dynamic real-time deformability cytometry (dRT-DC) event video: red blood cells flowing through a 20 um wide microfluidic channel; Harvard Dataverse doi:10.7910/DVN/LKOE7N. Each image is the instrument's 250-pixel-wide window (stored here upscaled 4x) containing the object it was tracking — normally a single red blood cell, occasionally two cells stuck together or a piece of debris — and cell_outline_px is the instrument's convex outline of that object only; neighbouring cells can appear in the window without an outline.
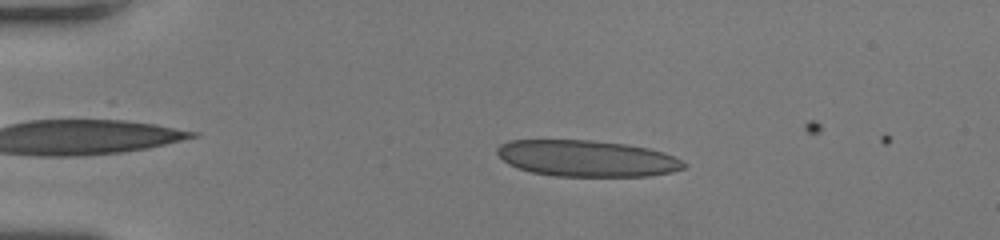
{"species": "human", "species_latin": "Homo sapiens", "temperature_condition": "room temperature", "stored_images_in_passage": 48, "camera_frame_rate_fps": 3000, "um_per_image_px": 0.085, "donor": {"sex": "female"}, "frame": {"image": 1, "passage_image": 7, "time_ms": 2.0, "image_size_px": [1000, 240], "cell_outline_px": [[684, 168], [672, 172], [648, 176], [556, 176], [532, 172], [516, 168], [508, 164], [496, 152], [496, 148], [500, 144], [508, 140], [592, 140], [624, 144], [648, 148], [664, 152], [680, 160], [684, 164]], "centroid_in_image_um": [49.83, 13.46], "position_along_channel_um": 35.2, "area_um2": 39.42}}
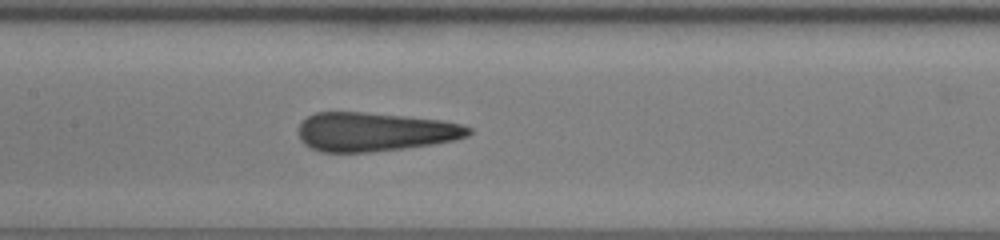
{"frame": {"image": 2, "passage_image": 22, "time_ms": 7.0, "image_size_px": [1000, 240], "cell_outline_px": [[472, 132], [468, 136], [456, 140], [432, 144], [404, 148], [368, 152], [320, 152], [304, 144], [300, 140], [300, 124], [308, 116], [316, 112], [364, 112], [444, 120], [460, 124], [472, 128]], "centroid_in_image_um": [31.88, 11.2], "position_along_channel_um": 175.5, "area_um2": 38.49}}
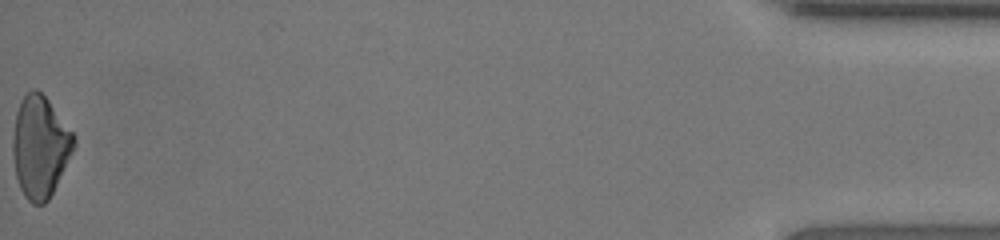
{"frame": {"image": 3, "passage_image": 48, "time_ms": 15.667, "image_size_px": [1000, 240], "cell_outline_px": [[76, 144], [48, 200], [44, 204], [32, 204], [24, 196], [20, 188], [16, 176], [12, 152], [12, 140], [16, 112], [24, 96], [32, 88], [36, 88], [48, 100], [72, 132], [76, 140]], "centroid_in_image_um": [3.38, 12.48], "position_along_channel_um": 431.8, "area_um2": 35.72}, "authors_computed_cell_mechanics": {"area_um2": 38.726, "velocity_mm_per_s": 4.053, "shape_relaxation_time_tau1_ms": null, "shape_relaxation_time_tau2_ms": 1.0825, "deformation_change_tau1": null, "deformation_change_tau2": 0.0941}}